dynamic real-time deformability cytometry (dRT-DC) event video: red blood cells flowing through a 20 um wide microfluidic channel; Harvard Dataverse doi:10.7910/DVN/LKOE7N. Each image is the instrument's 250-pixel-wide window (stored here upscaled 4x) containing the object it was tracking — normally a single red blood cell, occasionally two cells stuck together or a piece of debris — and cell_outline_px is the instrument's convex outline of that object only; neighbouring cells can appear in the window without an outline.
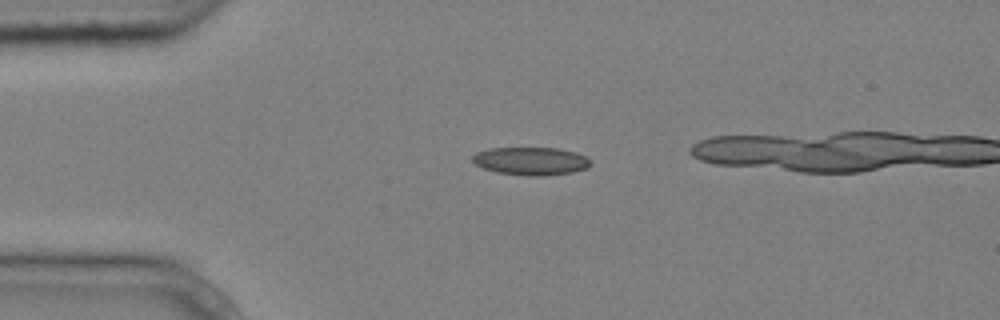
{"species": "common noctule bat (a hibernating species)", "species_latin": "Nyctalus noctula", "temperature_condition": "cold", "stored_images_in_passage": 3, "camera_frame_rate_fps": 3000, "um_per_image_px": 0.085, "animal": {"sex": "male", "body_mass_g": 20.4}, "frame": {"image": 1, "passage_image": 1, "time_ms": 0.0, "image_size_px": [1000, 320], "cell_outline_px": [[592, 164], [588, 168], [572, 172], [540, 176], [524, 176], [496, 172], [484, 168], [476, 164], [472, 160], [472, 156], [476, 152], [488, 148], [560, 148], [576, 152], [584, 156]], "centroid_in_image_um": [45.12, 13.69], "position_along_channel_um": 39.9, "area_um2": 19.31}}